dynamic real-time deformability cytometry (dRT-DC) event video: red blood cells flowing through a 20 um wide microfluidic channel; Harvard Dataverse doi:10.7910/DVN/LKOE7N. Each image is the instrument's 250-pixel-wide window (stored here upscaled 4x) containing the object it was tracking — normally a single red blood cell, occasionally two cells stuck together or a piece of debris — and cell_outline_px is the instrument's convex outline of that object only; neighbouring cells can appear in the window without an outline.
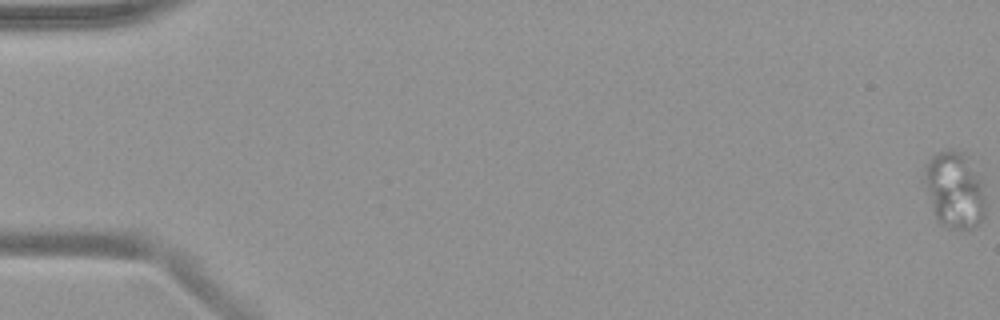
{"species": "common noctule bat (a hibernating species)", "species_latin": "Nyctalus noctula", "temperature_condition": "warm", "stored_images_in_passage": 58, "camera_frame_rate_fps": 3000, "um_per_image_px": 0.085, "animal": {"sex": "female", "body_mass_g": 19.9}, "frame": {"image": 1, "passage_image": 1, "time_ms": 0.0, "image_size_px": [1000, 320], "cell_outline_px": [[984, 216], [976, 228], [968, 232], [960, 232], [948, 228], [940, 224], [932, 208], [924, 180], [924, 164], [936, 152], [948, 148], [952, 148], [964, 152], [984, 184]], "centroid_in_image_um": [81.15, 16.17], "position_along_channel_um": 3.9, "area_um2": 27.98}}
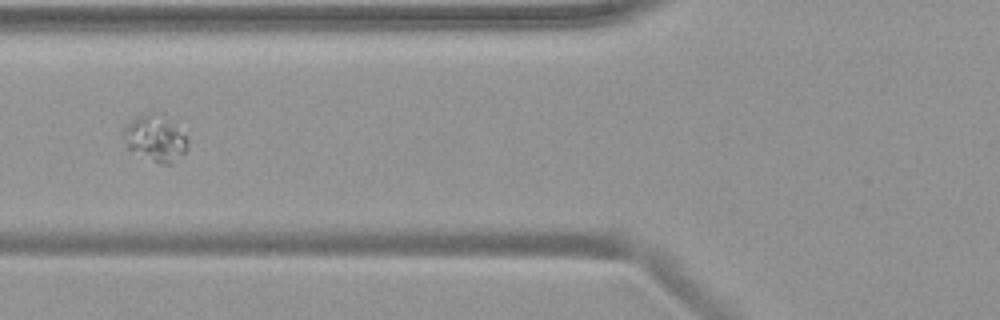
{"frame": {"image": 2, "passage_image": 24, "time_ms": 7.667, "image_size_px": [1000, 320], "cell_outline_px": [[188, 148], [184, 152], [168, 164], [160, 164], [128, 148], [124, 140], [124, 124], [136, 116], [156, 112], [184, 136], [188, 140]], "centroid_in_image_um": [13.14, 11.76], "position_along_channel_um": 112.7, "area_um2": 16.36}}
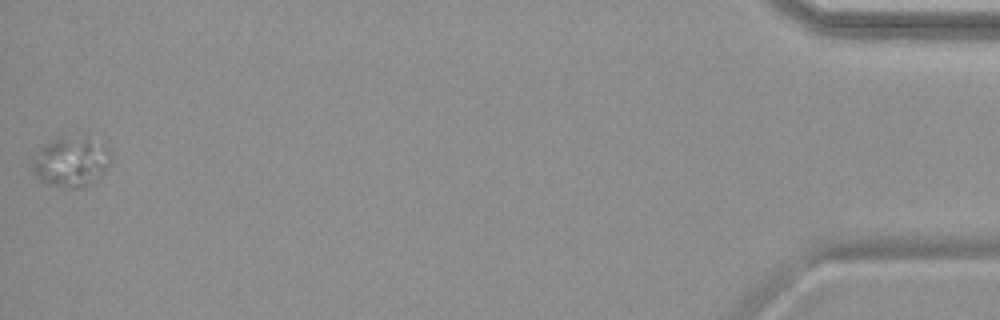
{"frame": {"image": 3, "passage_image": 57, "time_ms": 18.667, "image_size_px": [1000, 320], "cell_outline_px": [[112, 160], [104, 172], [96, 180], [80, 188], [60, 188], [44, 184], [32, 172], [32, 160], [40, 148], [48, 140], [84, 132], [104, 148], [112, 156]], "centroid_in_image_um": [6.01, 13.73], "position_along_channel_um": 429.2, "area_um2": 23.52}}